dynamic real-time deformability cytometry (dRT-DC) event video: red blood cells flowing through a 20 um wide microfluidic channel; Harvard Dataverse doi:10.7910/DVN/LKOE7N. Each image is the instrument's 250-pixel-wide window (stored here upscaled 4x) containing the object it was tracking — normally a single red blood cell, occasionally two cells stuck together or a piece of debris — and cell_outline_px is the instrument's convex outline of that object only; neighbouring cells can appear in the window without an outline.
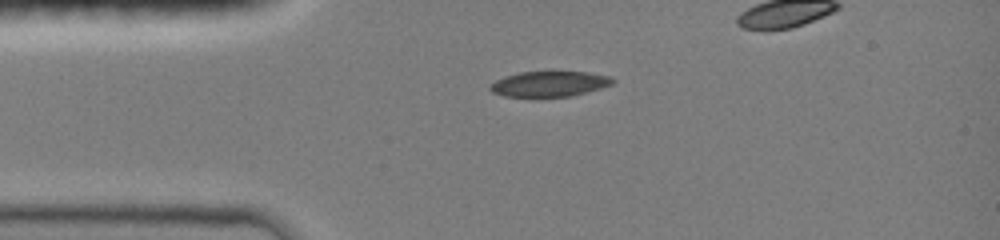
{"species": "common noctule bat (a hibernating species)", "species_latin": "Nyctalus noctula", "temperature_condition": "room temperature", "stored_images_in_passage": 33, "camera_frame_rate_fps": 3000, "um_per_image_px": 0.085, "animal": {"sex": "female", "body_mass_g": 19.0, "forearm_length_mm": 51.5}, "frame": {"image": 1, "passage_image": 1, "time_ms": 0.0, "image_size_px": [1000, 240], "cell_outline_px": [[616, 80], [612, 84], [600, 88], [572, 96], [504, 96], [492, 92], [488, 88], [496, 80], [520, 72], [588, 72], [608, 76]], "centroid_in_image_um": [46.71, 7.13], "position_along_channel_um": 38.3, "area_um2": 17.74}}
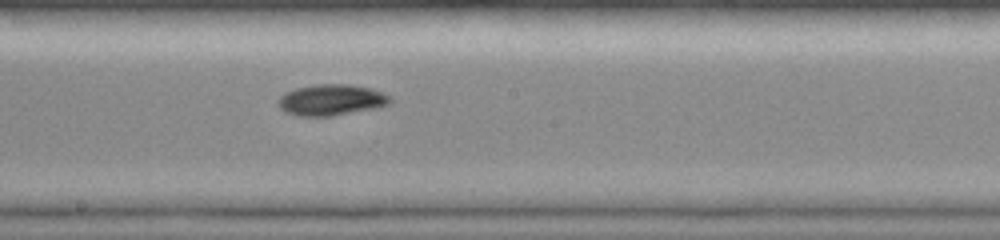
{"frame": {"image": 2, "passage_image": 16, "time_ms": 5.0, "image_size_px": [1000, 240], "cell_outline_px": [[392, 100], [388, 104], [376, 108], [332, 116], [296, 116], [284, 112], [276, 104], [276, 100], [284, 92], [296, 88], [316, 84], [352, 84], [372, 88], [392, 96]], "centroid_in_image_um": [28.13, 8.49], "position_along_channel_um": 220.1, "area_um2": 20.69}}
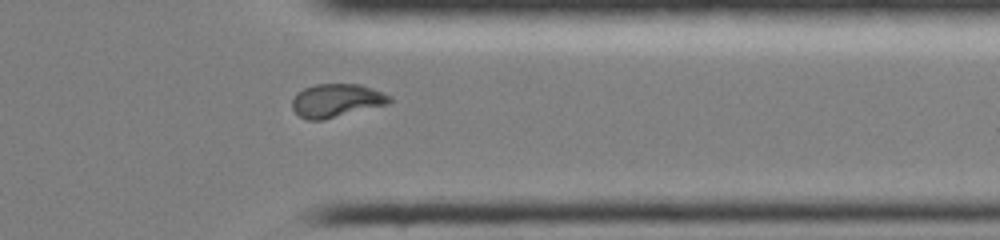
{"frame": {"image": 3, "passage_image": 28, "time_ms": 9.0, "image_size_px": [1000, 240], "cell_outline_px": [[392, 100], [388, 104], [324, 120], [308, 120], [300, 116], [292, 108], [292, 100], [296, 92], [304, 88], [316, 84], [360, 84], [372, 88], [392, 96]], "centroid_in_image_um": [28.6, 8.54], "position_along_channel_um": 382.8, "area_um2": 19.02}}